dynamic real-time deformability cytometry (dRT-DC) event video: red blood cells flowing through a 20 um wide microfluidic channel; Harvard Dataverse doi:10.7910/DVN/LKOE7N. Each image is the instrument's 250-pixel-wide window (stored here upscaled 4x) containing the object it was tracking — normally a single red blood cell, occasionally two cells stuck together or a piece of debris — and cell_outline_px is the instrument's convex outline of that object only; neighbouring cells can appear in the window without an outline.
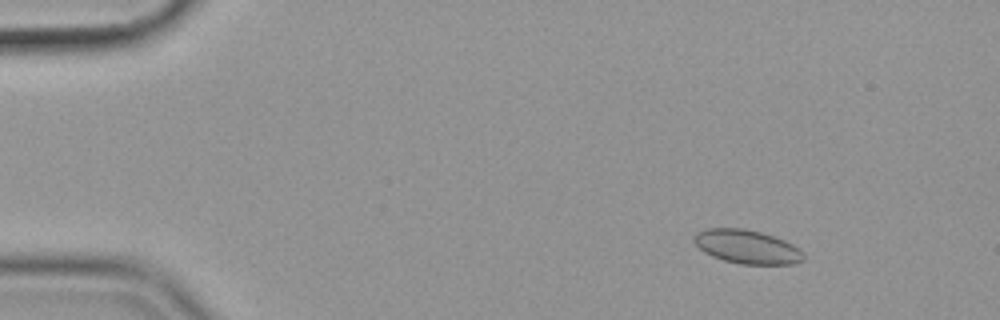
{"species": "common noctule bat (a hibernating species)", "species_latin": "Nyctalus noctula", "temperature_condition": "cold", "stored_images_in_passage": 58, "camera_frame_rate_fps": 3000, "um_per_image_px": 0.085, "animal": {"sex": "female", "body_mass_g": 19.9}, "frame": {"image": 1, "passage_image": 8, "time_ms": 2.333, "image_size_px": [1000, 320], "cell_outline_px": [[804, 260], [792, 264], [740, 264], [724, 260], [712, 256], [704, 252], [692, 240], [696, 232], [708, 228], [744, 228], [760, 232], [784, 240], [792, 244], [804, 256]], "centroid_in_image_um": [63.45, 20.97], "position_along_channel_um": 21.5, "area_um2": 21.33}}
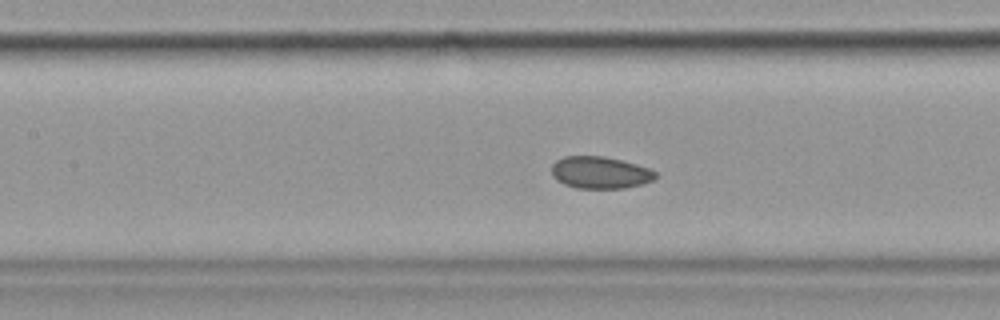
{"frame": {"image": 2, "passage_image": 27, "time_ms": 8.667, "image_size_px": [1000, 320], "cell_outline_px": [[656, 176], [652, 180], [640, 184], [624, 188], [576, 188], [564, 184], [556, 180], [552, 176], [552, 164], [556, 160], [564, 156], [604, 156], [636, 164], [648, 168], [656, 172]], "centroid_in_image_um": [50.96, 14.66], "position_along_channel_um": 156.4, "area_um2": 19.31}}
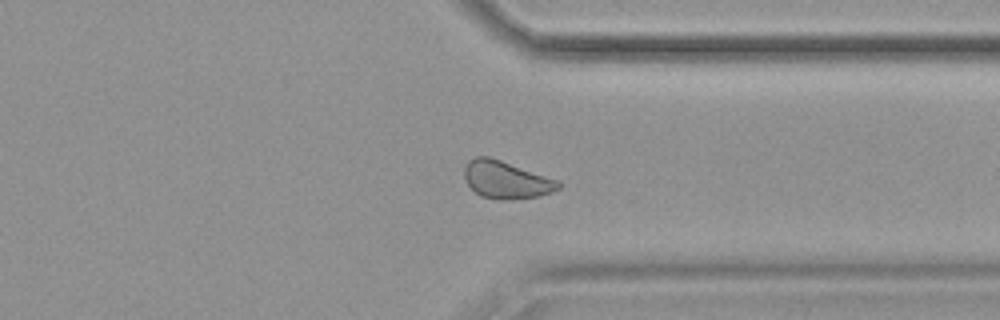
{"frame": {"image": 3, "passage_image": 45, "time_ms": 14.667, "image_size_px": [1000, 320], "cell_outline_px": [[560, 188], [552, 192], [540, 196], [508, 200], [500, 200], [480, 196], [468, 184], [464, 176], [464, 168], [468, 160], [476, 156], [488, 156], [560, 180]], "centroid_in_image_um": [43.03, 15.29], "position_along_channel_um": 368.4, "area_um2": 20.63}, "authors_computed_cell_mechanics": {"area_um2": 20.6346, "velocity_mm_per_s": 3.5249, "shape_relaxation_time_tau1_ms": null, "shape_relaxation_time_tau2_ms": 3.9746, "deformation_change_tau1": null, "deformation_change_tau2": 0.0709}}